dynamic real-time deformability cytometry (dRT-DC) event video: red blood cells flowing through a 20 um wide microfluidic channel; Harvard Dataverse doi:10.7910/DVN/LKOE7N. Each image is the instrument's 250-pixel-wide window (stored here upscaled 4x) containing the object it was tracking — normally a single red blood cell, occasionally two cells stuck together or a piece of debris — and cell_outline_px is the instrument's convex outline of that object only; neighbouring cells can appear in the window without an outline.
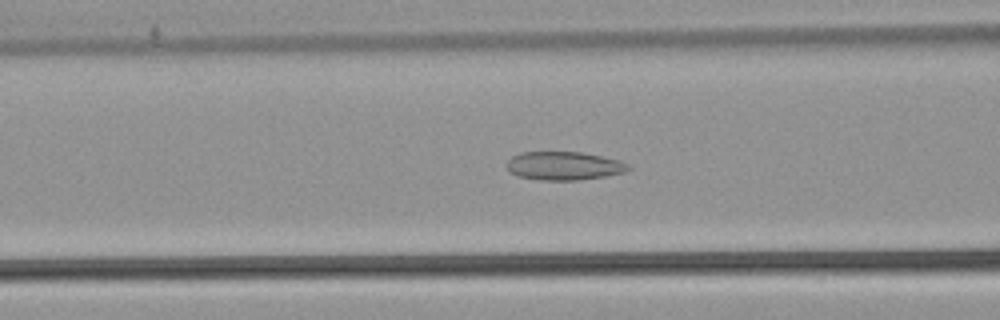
{"species": "common noctule bat (a hibernating species)", "species_latin": "Nyctalus noctula", "temperature_condition": "warm", "stored_images_in_passage": 49, "camera_frame_rate_fps": 3000, "um_per_image_px": 0.085, "animal": {"sex": "male", "body_mass_g": 21.5, "forearm_length_mm": 52.0}, "frame": {"image": 1, "passage_image": 18, "time_ms": 5.667, "image_size_px": [1000, 320], "cell_outline_px": [[632, 168], [624, 172], [604, 176], [580, 180], [540, 180], [520, 176], [508, 172], [508, 160], [512, 156], [520, 152], [580, 152], [620, 160], [628, 164]], "centroid_in_image_um": [47.94, 14.09], "position_along_channel_um": 118.7, "area_um2": 20.06}}
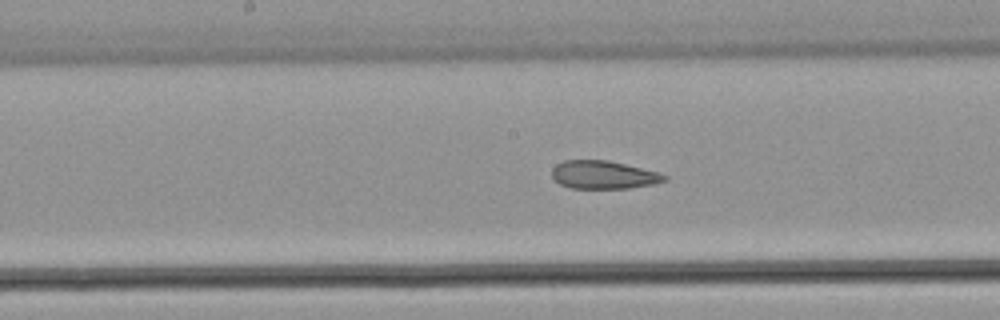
{"frame": {"image": 2, "passage_image": 24, "time_ms": 7.667, "image_size_px": [1000, 320], "cell_outline_px": [[668, 180], [652, 184], [628, 188], [572, 188], [560, 184], [552, 176], [552, 168], [556, 164], [564, 160], [608, 160], [660, 172], [668, 176]], "centroid_in_image_um": [51.32, 14.85], "position_along_channel_um": 196.9, "area_um2": 18.44}}
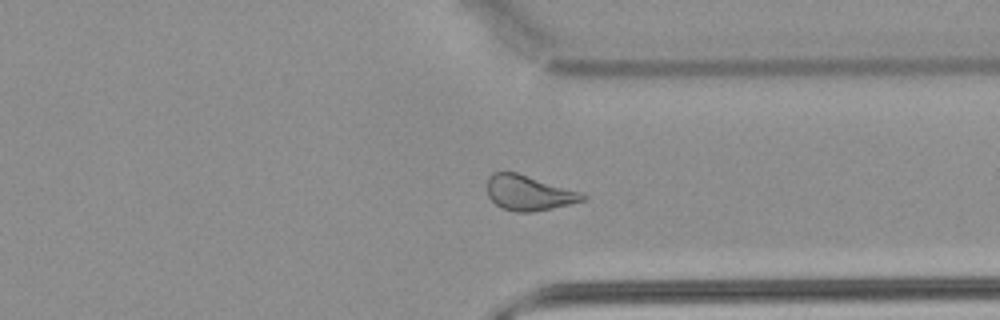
{"frame": {"image": 3, "passage_image": 37, "time_ms": 12.0, "image_size_px": [1000, 320], "cell_outline_px": [[588, 196], [584, 200], [572, 204], [532, 212], [516, 212], [504, 208], [496, 204], [488, 196], [488, 176], [492, 172], [516, 172], [580, 192]], "centroid_in_image_um": [44.94, 16.4], "position_along_channel_um": 366.5, "area_um2": 19.31}, "authors_computed_cell_mechanics": {"area_um2": 20.519, "velocity_mm_per_s": 3.9165, "shape_relaxation_time_tau1_ms": null, "shape_relaxation_time_tau2_ms": 2.7862, "deformation_change_tau1": null, "deformation_change_tau2": 0.0993}}